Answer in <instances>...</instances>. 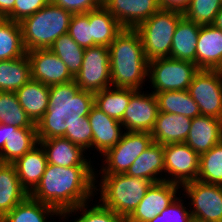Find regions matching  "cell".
Returning a JSON list of instances; mask_svg holds the SVG:
<instances>
[{
  "mask_svg": "<svg viewBox=\"0 0 222 222\" xmlns=\"http://www.w3.org/2000/svg\"><path fill=\"white\" fill-rule=\"evenodd\" d=\"M94 166L61 167L48 163L45 172L29 196L50 205L61 214L87 203L95 194Z\"/></svg>",
  "mask_w": 222,
  "mask_h": 222,
  "instance_id": "obj_1",
  "label": "cell"
},
{
  "mask_svg": "<svg viewBox=\"0 0 222 222\" xmlns=\"http://www.w3.org/2000/svg\"><path fill=\"white\" fill-rule=\"evenodd\" d=\"M94 106V93L80 90L73 80L50 86L48 109L37 122L38 140L64 137L72 126L83 123Z\"/></svg>",
  "mask_w": 222,
  "mask_h": 222,
  "instance_id": "obj_2",
  "label": "cell"
},
{
  "mask_svg": "<svg viewBox=\"0 0 222 222\" xmlns=\"http://www.w3.org/2000/svg\"><path fill=\"white\" fill-rule=\"evenodd\" d=\"M112 87L143 90L148 60L136 29L124 28L109 45Z\"/></svg>",
  "mask_w": 222,
  "mask_h": 222,
  "instance_id": "obj_3",
  "label": "cell"
},
{
  "mask_svg": "<svg viewBox=\"0 0 222 222\" xmlns=\"http://www.w3.org/2000/svg\"><path fill=\"white\" fill-rule=\"evenodd\" d=\"M99 177L100 181L95 178V194L99 193L100 197L98 196L99 200L95 202L99 201L104 207L113 210L125 220L136 209L153 184L149 180L132 177L125 173Z\"/></svg>",
  "mask_w": 222,
  "mask_h": 222,
  "instance_id": "obj_4",
  "label": "cell"
},
{
  "mask_svg": "<svg viewBox=\"0 0 222 222\" xmlns=\"http://www.w3.org/2000/svg\"><path fill=\"white\" fill-rule=\"evenodd\" d=\"M72 13L52 2L20 22L26 51L48 49L61 35L68 33Z\"/></svg>",
  "mask_w": 222,
  "mask_h": 222,
  "instance_id": "obj_5",
  "label": "cell"
},
{
  "mask_svg": "<svg viewBox=\"0 0 222 222\" xmlns=\"http://www.w3.org/2000/svg\"><path fill=\"white\" fill-rule=\"evenodd\" d=\"M183 17L180 11L160 9L136 28L148 62L170 57L173 35Z\"/></svg>",
  "mask_w": 222,
  "mask_h": 222,
  "instance_id": "obj_6",
  "label": "cell"
},
{
  "mask_svg": "<svg viewBox=\"0 0 222 222\" xmlns=\"http://www.w3.org/2000/svg\"><path fill=\"white\" fill-rule=\"evenodd\" d=\"M199 67L190 61L159 58L148 62L152 93L188 90Z\"/></svg>",
  "mask_w": 222,
  "mask_h": 222,
  "instance_id": "obj_7",
  "label": "cell"
},
{
  "mask_svg": "<svg viewBox=\"0 0 222 222\" xmlns=\"http://www.w3.org/2000/svg\"><path fill=\"white\" fill-rule=\"evenodd\" d=\"M149 132L125 131L121 140L102 156L101 170L95 171V178L101 175L126 173L132 163L153 143ZM99 172V173H97Z\"/></svg>",
  "mask_w": 222,
  "mask_h": 222,
  "instance_id": "obj_8",
  "label": "cell"
},
{
  "mask_svg": "<svg viewBox=\"0 0 222 222\" xmlns=\"http://www.w3.org/2000/svg\"><path fill=\"white\" fill-rule=\"evenodd\" d=\"M181 190V197L190 199L193 222H222V185L195 180L182 185Z\"/></svg>",
  "mask_w": 222,
  "mask_h": 222,
  "instance_id": "obj_9",
  "label": "cell"
},
{
  "mask_svg": "<svg viewBox=\"0 0 222 222\" xmlns=\"http://www.w3.org/2000/svg\"><path fill=\"white\" fill-rule=\"evenodd\" d=\"M80 90L91 93L111 87L110 52L107 46L85 49L80 71L74 77Z\"/></svg>",
  "mask_w": 222,
  "mask_h": 222,
  "instance_id": "obj_10",
  "label": "cell"
},
{
  "mask_svg": "<svg viewBox=\"0 0 222 222\" xmlns=\"http://www.w3.org/2000/svg\"><path fill=\"white\" fill-rule=\"evenodd\" d=\"M188 92L201 115L222 119V70L199 69Z\"/></svg>",
  "mask_w": 222,
  "mask_h": 222,
  "instance_id": "obj_11",
  "label": "cell"
},
{
  "mask_svg": "<svg viewBox=\"0 0 222 222\" xmlns=\"http://www.w3.org/2000/svg\"><path fill=\"white\" fill-rule=\"evenodd\" d=\"M164 148V181L184 185L197 180L200 156L186 143H170Z\"/></svg>",
  "mask_w": 222,
  "mask_h": 222,
  "instance_id": "obj_12",
  "label": "cell"
},
{
  "mask_svg": "<svg viewBox=\"0 0 222 222\" xmlns=\"http://www.w3.org/2000/svg\"><path fill=\"white\" fill-rule=\"evenodd\" d=\"M137 90L130 98L122 120L126 131L151 132L159 113L154 93Z\"/></svg>",
  "mask_w": 222,
  "mask_h": 222,
  "instance_id": "obj_13",
  "label": "cell"
},
{
  "mask_svg": "<svg viewBox=\"0 0 222 222\" xmlns=\"http://www.w3.org/2000/svg\"><path fill=\"white\" fill-rule=\"evenodd\" d=\"M31 79L47 86L65 84L74 80L63 61L48 49L27 51Z\"/></svg>",
  "mask_w": 222,
  "mask_h": 222,
  "instance_id": "obj_14",
  "label": "cell"
},
{
  "mask_svg": "<svg viewBox=\"0 0 222 222\" xmlns=\"http://www.w3.org/2000/svg\"><path fill=\"white\" fill-rule=\"evenodd\" d=\"M180 188V185L168 181L153 183L126 222L151 221L181 194Z\"/></svg>",
  "mask_w": 222,
  "mask_h": 222,
  "instance_id": "obj_15",
  "label": "cell"
},
{
  "mask_svg": "<svg viewBox=\"0 0 222 222\" xmlns=\"http://www.w3.org/2000/svg\"><path fill=\"white\" fill-rule=\"evenodd\" d=\"M102 5L123 28L132 29L161 9L159 0H102Z\"/></svg>",
  "mask_w": 222,
  "mask_h": 222,
  "instance_id": "obj_16",
  "label": "cell"
},
{
  "mask_svg": "<svg viewBox=\"0 0 222 222\" xmlns=\"http://www.w3.org/2000/svg\"><path fill=\"white\" fill-rule=\"evenodd\" d=\"M92 128V149L103 155L122 138L125 130L120 121L109 117L95 105L87 116Z\"/></svg>",
  "mask_w": 222,
  "mask_h": 222,
  "instance_id": "obj_17",
  "label": "cell"
},
{
  "mask_svg": "<svg viewBox=\"0 0 222 222\" xmlns=\"http://www.w3.org/2000/svg\"><path fill=\"white\" fill-rule=\"evenodd\" d=\"M44 149L47 162L61 167L93 166L86 151L65 137L39 140ZM87 157H86V155Z\"/></svg>",
  "mask_w": 222,
  "mask_h": 222,
  "instance_id": "obj_18",
  "label": "cell"
},
{
  "mask_svg": "<svg viewBox=\"0 0 222 222\" xmlns=\"http://www.w3.org/2000/svg\"><path fill=\"white\" fill-rule=\"evenodd\" d=\"M222 142V119L200 115L192 118L191 128L184 143L199 156Z\"/></svg>",
  "mask_w": 222,
  "mask_h": 222,
  "instance_id": "obj_19",
  "label": "cell"
},
{
  "mask_svg": "<svg viewBox=\"0 0 222 222\" xmlns=\"http://www.w3.org/2000/svg\"><path fill=\"white\" fill-rule=\"evenodd\" d=\"M196 65L199 69L222 70V30L213 25H201L196 45Z\"/></svg>",
  "mask_w": 222,
  "mask_h": 222,
  "instance_id": "obj_20",
  "label": "cell"
},
{
  "mask_svg": "<svg viewBox=\"0 0 222 222\" xmlns=\"http://www.w3.org/2000/svg\"><path fill=\"white\" fill-rule=\"evenodd\" d=\"M191 121L192 118L187 116L159 112L150 132L154 143H184L191 128Z\"/></svg>",
  "mask_w": 222,
  "mask_h": 222,
  "instance_id": "obj_21",
  "label": "cell"
},
{
  "mask_svg": "<svg viewBox=\"0 0 222 222\" xmlns=\"http://www.w3.org/2000/svg\"><path fill=\"white\" fill-rule=\"evenodd\" d=\"M38 144L36 128L5 124V144L0 151V159L5 164H13Z\"/></svg>",
  "mask_w": 222,
  "mask_h": 222,
  "instance_id": "obj_22",
  "label": "cell"
},
{
  "mask_svg": "<svg viewBox=\"0 0 222 222\" xmlns=\"http://www.w3.org/2000/svg\"><path fill=\"white\" fill-rule=\"evenodd\" d=\"M158 183L164 181V148L163 145H152L141 153L125 173Z\"/></svg>",
  "mask_w": 222,
  "mask_h": 222,
  "instance_id": "obj_23",
  "label": "cell"
},
{
  "mask_svg": "<svg viewBox=\"0 0 222 222\" xmlns=\"http://www.w3.org/2000/svg\"><path fill=\"white\" fill-rule=\"evenodd\" d=\"M47 164L45 151L40 144L13 163L22 187L29 194L39 184Z\"/></svg>",
  "mask_w": 222,
  "mask_h": 222,
  "instance_id": "obj_24",
  "label": "cell"
},
{
  "mask_svg": "<svg viewBox=\"0 0 222 222\" xmlns=\"http://www.w3.org/2000/svg\"><path fill=\"white\" fill-rule=\"evenodd\" d=\"M50 87L30 79L15 93L19 104L34 124L43 117L48 109Z\"/></svg>",
  "mask_w": 222,
  "mask_h": 222,
  "instance_id": "obj_25",
  "label": "cell"
},
{
  "mask_svg": "<svg viewBox=\"0 0 222 222\" xmlns=\"http://www.w3.org/2000/svg\"><path fill=\"white\" fill-rule=\"evenodd\" d=\"M28 196L29 193L20 183L15 166L3 163L0 166V220Z\"/></svg>",
  "mask_w": 222,
  "mask_h": 222,
  "instance_id": "obj_26",
  "label": "cell"
},
{
  "mask_svg": "<svg viewBox=\"0 0 222 222\" xmlns=\"http://www.w3.org/2000/svg\"><path fill=\"white\" fill-rule=\"evenodd\" d=\"M200 26L185 17L178 22L172 39L170 58L196 64V45Z\"/></svg>",
  "mask_w": 222,
  "mask_h": 222,
  "instance_id": "obj_27",
  "label": "cell"
},
{
  "mask_svg": "<svg viewBox=\"0 0 222 222\" xmlns=\"http://www.w3.org/2000/svg\"><path fill=\"white\" fill-rule=\"evenodd\" d=\"M89 24L92 31V47H109L124 29L103 5L89 11Z\"/></svg>",
  "mask_w": 222,
  "mask_h": 222,
  "instance_id": "obj_28",
  "label": "cell"
},
{
  "mask_svg": "<svg viewBox=\"0 0 222 222\" xmlns=\"http://www.w3.org/2000/svg\"><path fill=\"white\" fill-rule=\"evenodd\" d=\"M54 216L62 218V214L54 207L28 196L7 213L0 222H52L50 220Z\"/></svg>",
  "mask_w": 222,
  "mask_h": 222,
  "instance_id": "obj_29",
  "label": "cell"
},
{
  "mask_svg": "<svg viewBox=\"0 0 222 222\" xmlns=\"http://www.w3.org/2000/svg\"><path fill=\"white\" fill-rule=\"evenodd\" d=\"M30 79L27 54L21 58L0 61V92H16Z\"/></svg>",
  "mask_w": 222,
  "mask_h": 222,
  "instance_id": "obj_30",
  "label": "cell"
},
{
  "mask_svg": "<svg viewBox=\"0 0 222 222\" xmlns=\"http://www.w3.org/2000/svg\"><path fill=\"white\" fill-rule=\"evenodd\" d=\"M136 91L135 89L111 86L94 93V105L109 117L121 121L129 100Z\"/></svg>",
  "mask_w": 222,
  "mask_h": 222,
  "instance_id": "obj_31",
  "label": "cell"
},
{
  "mask_svg": "<svg viewBox=\"0 0 222 222\" xmlns=\"http://www.w3.org/2000/svg\"><path fill=\"white\" fill-rule=\"evenodd\" d=\"M159 112L174 113L195 118L201 115L199 106L190 96L188 90L164 91L155 93Z\"/></svg>",
  "mask_w": 222,
  "mask_h": 222,
  "instance_id": "obj_32",
  "label": "cell"
},
{
  "mask_svg": "<svg viewBox=\"0 0 222 222\" xmlns=\"http://www.w3.org/2000/svg\"><path fill=\"white\" fill-rule=\"evenodd\" d=\"M26 54L20 23L0 19V61L21 58Z\"/></svg>",
  "mask_w": 222,
  "mask_h": 222,
  "instance_id": "obj_33",
  "label": "cell"
},
{
  "mask_svg": "<svg viewBox=\"0 0 222 222\" xmlns=\"http://www.w3.org/2000/svg\"><path fill=\"white\" fill-rule=\"evenodd\" d=\"M49 49L57 55L75 77L81 69L85 49L67 33L57 38Z\"/></svg>",
  "mask_w": 222,
  "mask_h": 222,
  "instance_id": "obj_34",
  "label": "cell"
},
{
  "mask_svg": "<svg viewBox=\"0 0 222 222\" xmlns=\"http://www.w3.org/2000/svg\"><path fill=\"white\" fill-rule=\"evenodd\" d=\"M0 123L18 128H36L19 104L15 92H0Z\"/></svg>",
  "mask_w": 222,
  "mask_h": 222,
  "instance_id": "obj_35",
  "label": "cell"
},
{
  "mask_svg": "<svg viewBox=\"0 0 222 222\" xmlns=\"http://www.w3.org/2000/svg\"><path fill=\"white\" fill-rule=\"evenodd\" d=\"M79 211H82V214ZM77 214L81 216L75 217V219L70 220V222H126L122 216L116 214L113 210L104 207L100 202L92 204L91 207L90 201L81 204L76 208L67 210L62 214L61 220H67L69 217L76 216Z\"/></svg>",
  "mask_w": 222,
  "mask_h": 222,
  "instance_id": "obj_36",
  "label": "cell"
},
{
  "mask_svg": "<svg viewBox=\"0 0 222 222\" xmlns=\"http://www.w3.org/2000/svg\"><path fill=\"white\" fill-rule=\"evenodd\" d=\"M197 180L222 185V142L200 155Z\"/></svg>",
  "mask_w": 222,
  "mask_h": 222,
  "instance_id": "obj_37",
  "label": "cell"
},
{
  "mask_svg": "<svg viewBox=\"0 0 222 222\" xmlns=\"http://www.w3.org/2000/svg\"><path fill=\"white\" fill-rule=\"evenodd\" d=\"M221 7L222 0H191L183 15L196 24L212 25Z\"/></svg>",
  "mask_w": 222,
  "mask_h": 222,
  "instance_id": "obj_38",
  "label": "cell"
},
{
  "mask_svg": "<svg viewBox=\"0 0 222 222\" xmlns=\"http://www.w3.org/2000/svg\"><path fill=\"white\" fill-rule=\"evenodd\" d=\"M68 34L84 49L92 47V31L89 24V11L73 14L68 27Z\"/></svg>",
  "mask_w": 222,
  "mask_h": 222,
  "instance_id": "obj_39",
  "label": "cell"
},
{
  "mask_svg": "<svg viewBox=\"0 0 222 222\" xmlns=\"http://www.w3.org/2000/svg\"><path fill=\"white\" fill-rule=\"evenodd\" d=\"M180 196L181 194L149 222H193L189 206H185L186 200Z\"/></svg>",
  "mask_w": 222,
  "mask_h": 222,
  "instance_id": "obj_40",
  "label": "cell"
},
{
  "mask_svg": "<svg viewBox=\"0 0 222 222\" xmlns=\"http://www.w3.org/2000/svg\"><path fill=\"white\" fill-rule=\"evenodd\" d=\"M92 135L89 119L85 117L83 123L76 124L70 131H66L64 137L87 152L92 150Z\"/></svg>",
  "mask_w": 222,
  "mask_h": 222,
  "instance_id": "obj_41",
  "label": "cell"
},
{
  "mask_svg": "<svg viewBox=\"0 0 222 222\" xmlns=\"http://www.w3.org/2000/svg\"><path fill=\"white\" fill-rule=\"evenodd\" d=\"M51 0H15L13 11L6 19L21 22L49 4Z\"/></svg>",
  "mask_w": 222,
  "mask_h": 222,
  "instance_id": "obj_42",
  "label": "cell"
},
{
  "mask_svg": "<svg viewBox=\"0 0 222 222\" xmlns=\"http://www.w3.org/2000/svg\"><path fill=\"white\" fill-rule=\"evenodd\" d=\"M72 14H83L102 6V0H51Z\"/></svg>",
  "mask_w": 222,
  "mask_h": 222,
  "instance_id": "obj_43",
  "label": "cell"
},
{
  "mask_svg": "<svg viewBox=\"0 0 222 222\" xmlns=\"http://www.w3.org/2000/svg\"><path fill=\"white\" fill-rule=\"evenodd\" d=\"M161 9L176 10L184 12L191 3V0H159Z\"/></svg>",
  "mask_w": 222,
  "mask_h": 222,
  "instance_id": "obj_44",
  "label": "cell"
},
{
  "mask_svg": "<svg viewBox=\"0 0 222 222\" xmlns=\"http://www.w3.org/2000/svg\"><path fill=\"white\" fill-rule=\"evenodd\" d=\"M15 0H0V16L6 18L12 11Z\"/></svg>",
  "mask_w": 222,
  "mask_h": 222,
  "instance_id": "obj_45",
  "label": "cell"
},
{
  "mask_svg": "<svg viewBox=\"0 0 222 222\" xmlns=\"http://www.w3.org/2000/svg\"><path fill=\"white\" fill-rule=\"evenodd\" d=\"M215 28L221 29L222 30V7L215 16V20L212 24Z\"/></svg>",
  "mask_w": 222,
  "mask_h": 222,
  "instance_id": "obj_46",
  "label": "cell"
},
{
  "mask_svg": "<svg viewBox=\"0 0 222 222\" xmlns=\"http://www.w3.org/2000/svg\"><path fill=\"white\" fill-rule=\"evenodd\" d=\"M5 144V124L0 123V151Z\"/></svg>",
  "mask_w": 222,
  "mask_h": 222,
  "instance_id": "obj_47",
  "label": "cell"
}]
</instances>
